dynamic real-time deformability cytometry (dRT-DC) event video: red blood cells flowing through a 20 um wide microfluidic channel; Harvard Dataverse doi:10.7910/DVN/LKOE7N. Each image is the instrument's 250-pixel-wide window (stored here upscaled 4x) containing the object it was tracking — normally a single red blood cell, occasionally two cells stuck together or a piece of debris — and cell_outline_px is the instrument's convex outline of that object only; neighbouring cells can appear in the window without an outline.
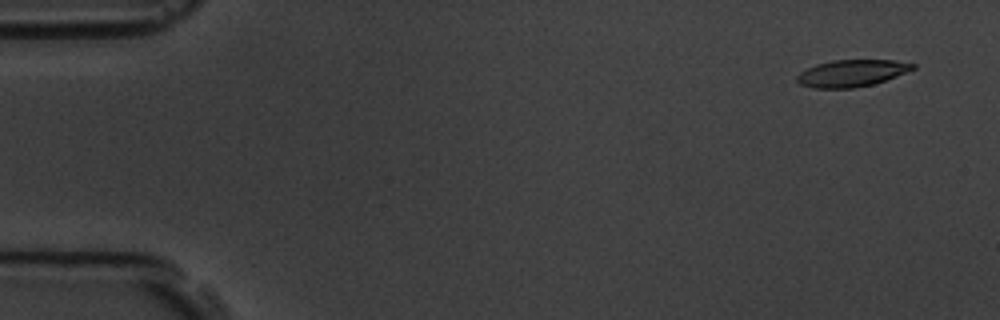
{"species": "common noctule bat (a hibernating species)", "species_latin": "Nyctalus noctula", "temperature_condition": "room temperature", "stored_images_in_passage": 5, "camera_frame_rate_fps": 3000, "um_per_image_px": 0.085, "animal": {"sex": "male", "body_mass_g": 19.5, "forearm_length_mm": 54.6}, "frame": {"image": 1, "passage_image": 1, "time_ms": 0.0, "image_size_px": [1000, 320], "cell_outline_px": [[916, 68], [896, 76], [872, 84], [852, 88], [812, 88], [800, 84], [796, 80], [796, 76], [800, 72], [816, 64], [832, 60], [892, 60], [916, 64]], "centroid_in_image_um": [72.37, 6.22], "position_along_channel_um": 12.6, "area_um2": 18.03}}
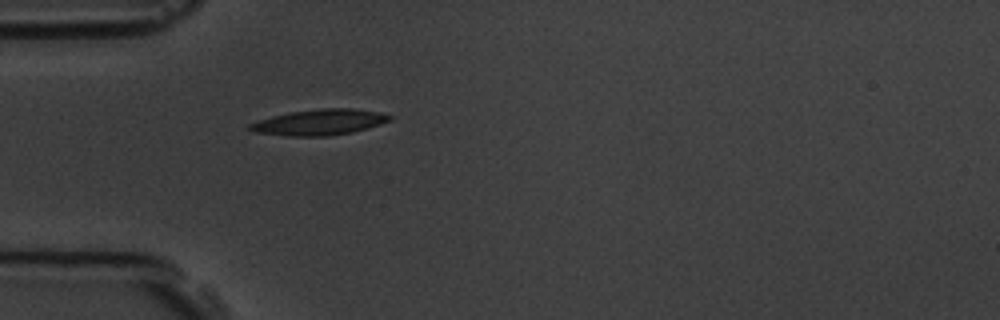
{"frame": {"image": 2, "passage_image": 5, "time_ms": 4.333, "image_size_px": [1000, 320], "cell_outline_px": [[392, 120], [380, 124], [352, 132], [328, 136], [288, 136], [256, 132], [248, 128], [248, 124], [272, 116], [288, 112], [320, 108], [352, 108], [380, 112], [392, 116]], "centroid_in_image_um": [27.17, 10.38], "position_along_channel_um": 57.8, "area_um2": 20.98}}